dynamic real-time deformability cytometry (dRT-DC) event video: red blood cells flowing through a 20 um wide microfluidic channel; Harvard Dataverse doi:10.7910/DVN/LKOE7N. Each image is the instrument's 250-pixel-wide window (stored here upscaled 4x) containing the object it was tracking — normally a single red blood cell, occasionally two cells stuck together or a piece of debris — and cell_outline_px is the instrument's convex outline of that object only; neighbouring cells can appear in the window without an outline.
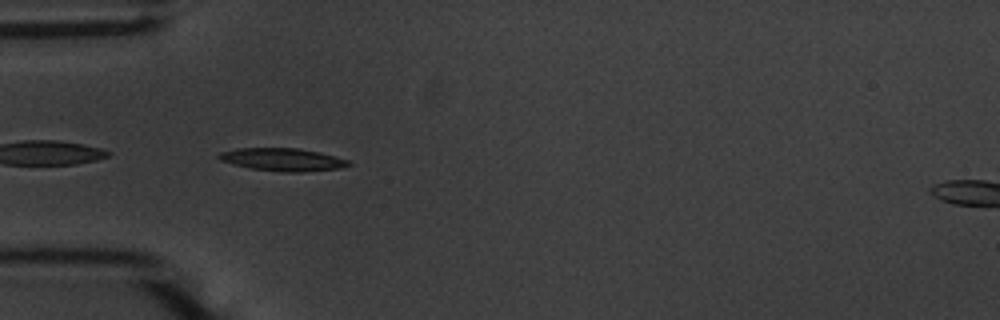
{"species": "common noctule bat (a hibernating species)", "species_latin": "Nyctalus noctula", "temperature_condition": "warm", "stored_images_in_passage": 39, "camera_frame_rate_fps": 3000, "um_per_image_px": 0.085, "animal": {"sex": "male", "body_mass_g": 20.1, "forearm_length_mm": 53.5}, "frame": {"image": 1, "passage_image": 1, "time_ms": 0.0, "image_size_px": [1000, 320], "cell_outline_px": [[352, 164], [340, 168], [304, 172], [284, 172], [252, 168], [220, 160], [216, 156], [220, 152], [236, 148], [300, 148], [320, 152], [348, 160]], "centroid_in_image_um": [24.04, 13.55], "position_along_channel_um": 61.0, "area_um2": 17.11}}
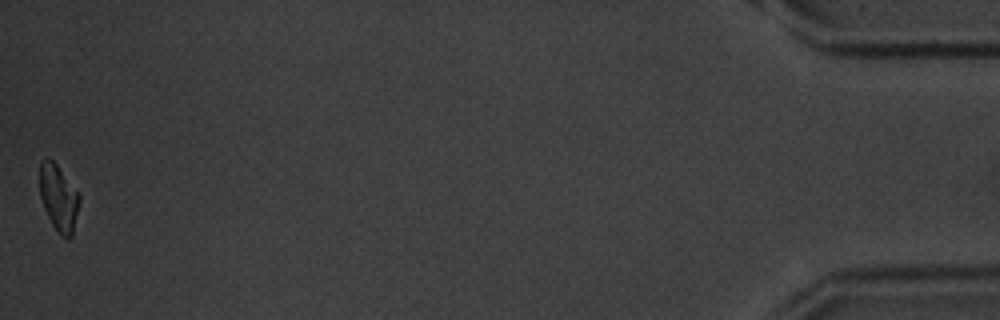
{"frame": {"image": 2, "passage_image": 39, "time_ms": 12.667, "image_size_px": [1000, 320], "cell_outline_px": [[80, 200], [72, 236], [68, 240], [52, 224], [44, 208], [40, 196], [40, 160], [44, 156], [48, 156], [56, 164], [80, 192]], "centroid_in_image_um": [4.99, 16.75], "position_along_channel_um": 430.2, "area_um2": 15.43}, "authors_computed_cell_mechanics": {"area_um2": 16.6464, "velocity_mm_per_s": 3.6651, "shape_relaxation_time_tau1_ms": 2.798, "shape_relaxation_time_tau2_ms": null, "deformation_change_tau1": 0.1472, "deformation_change_tau2": null}}